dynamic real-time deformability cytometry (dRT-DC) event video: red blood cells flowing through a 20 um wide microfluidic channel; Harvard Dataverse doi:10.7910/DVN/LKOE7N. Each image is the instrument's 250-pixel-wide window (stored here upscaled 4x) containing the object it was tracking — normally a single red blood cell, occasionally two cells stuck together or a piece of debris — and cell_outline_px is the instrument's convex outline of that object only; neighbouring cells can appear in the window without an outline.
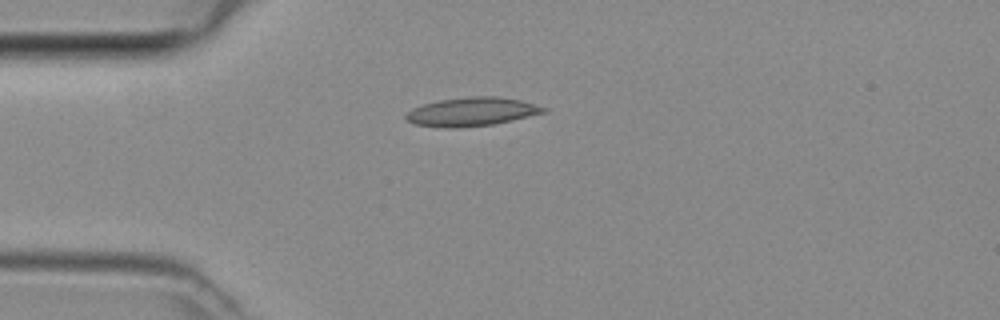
{"species": "common noctule bat (a hibernating species)", "species_latin": "Nyctalus noctula", "temperature_condition": "room temperature", "stored_images_in_passage": 2, "camera_frame_rate_fps": 3000, "um_per_image_px": 0.085, "animal": {"sex": "female", "body_mass_g": 29.2, "forearm_length_mm": 56.3}, "frame": {"image": 1, "passage_image": 2, "time_ms": 0.333, "image_size_px": [1000, 320], "cell_outline_px": [[548, 112], [512, 120], [492, 124], [456, 128], [448, 128], [412, 124], [404, 116], [412, 108], [424, 104], [440, 100], [468, 96], [500, 96], [520, 100], [548, 108]], "centroid_in_image_um": [40.11, 9.49], "position_along_channel_um": 44.9, "area_um2": 23.0}}